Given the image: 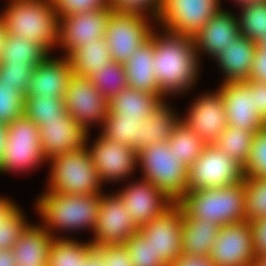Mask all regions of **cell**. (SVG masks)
Segmentation results:
<instances>
[{"instance_id":"db71d44e","label":"cell","mask_w":266,"mask_h":266,"mask_svg":"<svg viewBox=\"0 0 266 266\" xmlns=\"http://www.w3.org/2000/svg\"><path fill=\"white\" fill-rule=\"evenodd\" d=\"M9 200L10 199L0 197V219L4 217L16 205Z\"/></svg>"},{"instance_id":"9f6ffc18","label":"cell","mask_w":266,"mask_h":266,"mask_svg":"<svg viewBox=\"0 0 266 266\" xmlns=\"http://www.w3.org/2000/svg\"><path fill=\"white\" fill-rule=\"evenodd\" d=\"M6 36H7V31L5 28V23H4L2 16L0 14V54H1V48L4 45V41H5Z\"/></svg>"},{"instance_id":"b9f144b4","label":"cell","mask_w":266,"mask_h":266,"mask_svg":"<svg viewBox=\"0 0 266 266\" xmlns=\"http://www.w3.org/2000/svg\"><path fill=\"white\" fill-rule=\"evenodd\" d=\"M244 176L266 178V128L254 133L249 157L243 165Z\"/></svg>"},{"instance_id":"680465c9","label":"cell","mask_w":266,"mask_h":266,"mask_svg":"<svg viewBox=\"0 0 266 266\" xmlns=\"http://www.w3.org/2000/svg\"><path fill=\"white\" fill-rule=\"evenodd\" d=\"M238 4H241V7L254 4V3H260V2H266V0H235Z\"/></svg>"},{"instance_id":"ab89813d","label":"cell","mask_w":266,"mask_h":266,"mask_svg":"<svg viewBox=\"0 0 266 266\" xmlns=\"http://www.w3.org/2000/svg\"><path fill=\"white\" fill-rule=\"evenodd\" d=\"M25 95L0 81V123L11 124L24 115Z\"/></svg>"},{"instance_id":"f5cc1de1","label":"cell","mask_w":266,"mask_h":266,"mask_svg":"<svg viewBox=\"0 0 266 266\" xmlns=\"http://www.w3.org/2000/svg\"><path fill=\"white\" fill-rule=\"evenodd\" d=\"M0 266H17L12 249H0Z\"/></svg>"},{"instance_id":"d6986e66","label":"cell","mask_w":266,"mask_h":266,"mask_svg":"<svg viewBox=\"0 0 266 266\" xmlns=\"http://www.w3.org/2000/svg\"><path fill=\"white\" fill-rule=\"evenodd\" d=\"M222 95L228 126L244 130H262L266 122L253 109V89L245 82L222 83Z\"/></svg>"},{"instance_id":"cb8c5ba5","label":"cell","mask_w":266,"mask_h":266,"mask_svg":"<svg viewBox=\"0 0 266 266\" xmlns=\"http://www.w3.org/2000/svg\"><path fill=\"white\" fill-rule=\"evenodd\" d=\"M154 38L137 48L132 56L123 63L126 74L127 87L138 91L150 92L164 99L160 91L153 67Z\"/></svg>"},{"instance_id":"bcb514c9","label":"cell","mask_w":266,"mask_h":266,"mask_svg":"<svg viewBox=\"0 0 266 266\" xmlns=\"http://www.w3.org/2000/svg\"><path fill=\"white\" fill-rule=\"evenodd\" d=\"M102 254L105 266H133L124 244L95 246Z\"/></svg>"},{"instance_id":"816d5d0a","label":"cell","mask_w":266,"mask_h":266,"mask_svg":"<svg viewBox=\"0 0 266 266\" xmlns=\"http://www.w3.org/2000/svg\"><path fill=\"white\" fill-rule=\"evenodd\" d=\"M79 266H105L103 254L94 246L82 259Z\"/></svg>"},{"instance_id":"7a4b0ae2","label":"cell","mask_w":266,"mask_h":266,"mask_svg":"<svg viewBox=\"0 0 266 266\" xmlns=\"http://www.w3.org/2000/svg\"><path fill=\"white\" fill-rule=\"evenodd\" d=\"M9 4L1 13L7 34L32 40L48 52L59 45L60 18L52 0H10Z\"/></svg>"},{"instance_id":"681fc988","label":"cell","mask_w":266,"mask_h":266,"mask_svg":"<svg viewBox=\"0 0 266 266\" xmlns=\"http://www.w3.org/2000/svg\"><path fill=\"white\" fill-rule=\"evenodd\" d=\"M266 82V48L257 46L248 81Z\"/></svg>"},{"instance_id":"9c48e42d","label":"cell","mask_w":266,"mask_h":266,"mask_svg":"<svg viewBox=\"0 0 266 266\" xmlns=\"http://www.w3.org/2000/svg\"><path fill=\"white\" fill-rule=\"evenodd\" d=\"M219 4V0H163L156 19L163 30L194 38L221 10Z\"/></svg>"},{"instance_id":"277c9868","label":"cell","mask_w":266,"mask_h":266,"mask_svg":"<svg viewBox=\"0 0 266 266\" xmlns=\"http://www.w3.org/2000/svg\"><path fill=\"white\" fill-rule=\"evenodd\" d=\"M37 200L36 210L44 220V228L50 235L57 229L79 230L95 228L100 207L101 194L68 195L44 193ZM53 228L55 230H53ZM52 230V231H51Z\"/></svg>"},{"instance_id":"ee69618b","label":"cell","mask_w":266,"mask_h":266,"mask_svg":"<svg viewBox=\"0 0 266 266\" xmlns=\"http://www.w3.org/2000/svg\"><path fill=\"white\" fill-rule=\"evenodd\" d=\"M52 3L59 18L97 9H111L109 0H52Z\"/></svg>"},{"instance_id":"836d02e7","label":"cell","mask_w":266,"mask_h":266,"mask_svg":"<svg viewBox=\"0 0 266 266\" xmlns=\"http://www.w3.org/2000/svg\"><path fill=\"white\" fill-rule=\"evenodd\" d=\"M24 115L39 125L41 121H62L69 114L64 98L31 96L25 97Z\"/></svg>"},{"instance_id":"e0dca14e","label":"cell","mask_w":266,"mask_h":266,"mask_svg":"<svg viewBox=\"0 0 266 266\" xmlns=\"http://www.w3.org/2000/svg\"><path fill=\"white\" fill-rule=\"evenodd\" d=\"M139 182L129 184L117 194L133 222L140 228L163 214L175 202L147 179Z\"/></svg>"},{"instance_id":"ba28073f","label":"cell","mask_w":266,"mask_h":266,"mask_svg":"<svg viewBox=\"0 0 266 266\" xmlns=\"http://www.w3.org/2000/svg\"><path fill=\"white\" fill-rule=\"evenodd\" d=\"M243 166L219 150L206 144L199 158L188 168V190L226 187L244 179Z\"/></svg>"},{"instance_id":"6da1fadb","label":"cell","mask_w":266,"mask_h":266,"mask_svg":"<svg viewBox=\"0 0 266 266\" xmlns=\"http://www.w3.org/2000/svg\"><path fill=\"white\" fill-rule=\"evenodd\" d=\"M151 36L154 38V74L160 91L168 95L189 90L196 83L200 59L194 38L166 30L164 36H157L153 31Z\"/></svg>"},{"instance_id":"2e32d148","label":"cell","mask_w":266,"mask_h":266,"mask_svg":"<svg viewBox=\"0 0 266 266\" xmlns=\"http://www.w3.org/2000/svg\"><path fill=\"white\" fill-rule=\"evenodd\" d=\"M112 9H97L60 17L59 44L66 55L84 44L105 37Z\"/></svg>"},{"instance_id":"1f68e13d","label":"cell","mask_w":266,"mask_h":266,"mask_svg":"<svg viewBox=\"0 0 266 266\" xmlns=\"http://www.w3.org/2000/svg\"><path fill=\"white\" fill-rule=\"evenodd\" d=\"M256 131L259 130H244L227 125L214 145L243 166L249 157Z\"/></svg>"},{"instance_id":"f907efd6","label":"cell","mask_w":266,"mask_h":266,"mask_svg":"<svg viewBox=\"0 0 266 266\" xmlns=\"http://www.w3.org/2000/svg\"><path fill=\"white\" fill-rule=\"evenodd\" d=\"M169 266H216L209 256H193L181 253Z\"/></svg>"},{"instance_id":"603a6c76","label":"cell","mask_w":266,"mask_h":266,"mask_svg":"<svg viewBox=\"0 0 266 266\" xmlns=\"http://www.w3.org/2000/svg\"><path fill=\"white\" fill-rule=\"evenodd\" d=\"M55 238L43 225L28 224L12 248L17 266H47Z\"/></svg>"},{"instance_id":"f546056e","label":"cell","mask_w":266,"mask_h":266,"mask_svg":"<svg viewBox=\"0 0 266 266\" xmlns=\"http://www.w3.org/2000/svg\"><path fill=\"white\" fill-rule=\"evenodd\" d=\"M164 102L141 123V149L153 143L168 141L181 122Z\"/></svg>"},{"instance_id":"52a82bcc","label":"cell","mask_w":266,"mask_h":266,"mask_svg":"<svg viewBox=\"0 0 266 266\" xmlns=\"http://www.w3.org/2000/svg\"><path fill=\"white\" fill-rule=\"evenodd\" d=\"M7 135L0 172L35 168L46 158L38 125L25 115L6 125Z\"/></svg>"},{"instance_id":"44dd1931","label":"cell","mask_w":266,"mask_h":266,"mask_svg":"<svg viewBox=\"0 0 266 266\" xmlns=\"http://www.w3.org/2000/svg\"><path fill=\"white\" fill-rule=\"evenodd\" d=\"M63 58L53 59L48 56L33 68L25 97L56 96L57 98H64L73 73L68 58L66 56Z\"/></svg>"},{"instance_id":"83f0119b","label":"cell","mask_w":266,"mask_h":266,"mask_svg":"<svg viewBox=\"0 0 266 266\" xmlns=\"http://www.w3.org/2000/svg\"><path fill=\"white\" fill-rule=\"evenodd\" d=\"M71 72L79 77H89L94 71L112 60L110 49L105 37L97 38L94 42L84 44L66 55Z\"/></svg>"},{"instance_id":"74e56055","label":"cell","mask_w":266,"mask_h":266,"mask_svg":"<svg viewBox=\"0 0 266 266\" xmlns=\"http://www.w3.org/2000/svg\"><path fill=\"white\" fill-rule=\"evenodd\" d=\"M245 187V221L266 217V178L247 177Z\"/></svg>"},{"instance_id":"f6af8a7d","label":"cell","mask_w":266,"mask_h":266,"mask_svg":"<svg viewBox=\"0 0 266 266\" xmlns=\"http://www.w3.org/2000/svg\"><path fill=\"white\" fill-rule=\"evenodd\" d=\"M163 0H109L113 11L145 14L149 8L150 14L156 19ZM153 12V13H151Z\"/></svg>"},{"instance_id":"4dcf8cb0","label":"cell","mask_w":266,"mask_h":266,"mask_svg":"<svg viewBox=\"0 0 266 266\" xmlns=\"http://www.w3.org/2000/svg\"><path fill=\"white\" fill-rule=\"evenodd\" d=\"M140 118L114 117L108 112L102 123V136L131 146L136 152L141 149Z\"/></svg>"},{"instance_id":"f1b7e54d","label":"cell","mask_w":266,"mask_h":266,"mask_svg":"<svg viewBox=\"0 0 266 266\" xmlns=\"http://www.w3.org/2000/svg\"><path fill=\"white\" fill-rule=\"evenodd\" d=\"M48 53L42 45L32 40L7 34L1 48L0 65L35 67L49 56Z\"/></svg>"},{"instance_id":"9a60e30c","label":"cell","mask_w":266,"mask_h":266,"mask_svg":"<svg viewBox=\"0 0 266 266\" xmlns=\"http://www.w3.org/2000/svg\"><path fill=\"white\" fill-rule=\"evenodd\" d=\"M101 183L127 178L138 163L137 152L126 144L100 135L88 150ZM135 167V168H134ZM118 179V180H117Z\"/></svg>"},{"instance_id":"8fae6325","label":"cell","mask_w":266,"mask_h":266,"mask_svg":"<svg viewBox=\"0 0 266 266\" xmlns=\"http://www.w3.org/2000/svg\"><path fill=\"white\" fill-rule=\"evenodd\" d=\"M108 102L87 77L72 75L64 96L65 109L87 132L91 123L104 122L109 112Z\"/></svg>"},{"instance_id":"5bb4252c","label":"cell","mask_w":266,"mask_h":266,"mask_svg":"<svg viewBox=\"0 0 266 266\" xmlns=\"http://www.w3.org/2000/svg\"><path fill=\"white\" fill-rule=\"evenodd\" d=\"M182 220V208L174 203L163 214L139 228L166 266L182 253Z\"/></svg>"},{"instance_id":"3957f363","label":"cell","mask_w":266,"mask_h":266,"mask_svg":"<svg viewBox=\"0 0 266 266\" xmlns=\"http://www.w3.org/2000/svg\"><path fill=\"white\" fill-rule=\"evenodd\" d=\"M177 203L194 220H211L220 227L245 222L243 180L226 187L188 190Z\"/></svg>"},{"instance_id":"f35d334b","label":"cell","mask_w":266,"mask_h":266,"mask_svg":"<svg viewBox=\"0 0 266 266\" xmlns=\"http://www.w3.org/2000/svg\"><path fill=\"white\" fill-rule=\"evenodd\" d=\"M133 266H166L158 257L148 238L138 230L125 243Z\"/></svg>"},{"instance_id":"7dc6e473","label":"cell","mask_w":266,"mask_h":266,"mask_svg":"<svg viewBox=\"0 0 266 266\" xmlns=\"http://www.w3.org/2000/svg\"><path fill=\"white\" fill-rule=\"evenodd\" d=\"M256 255L266 254V217L250 222Z\"/></svg>"},{"instance_id":"60d3db41","label":"cell","mask_w":266,"mask_h":266,"mask_svg":"<svg viewBox=\"0 0 266 266\" xmlns=\"http://www.w3.org/2000/svg\"><path fill=\"white\" fill-rule=\"evenodd\" d=\"M20 207L14 206L0 219V249H12L28 222Z\"/></svg>"},{"instance_id":"ac0fdd59","label":"cell","mask_w":266,"mask_h":266,"mask_svg":"<svg viewBox=\"0 0 266 266\" xmlns=\"http://www.w3.org/2000/svg\"><path fill=\"white\" fill-rule=\"evenodd\" d=\"M217 91L198 98L190 107L186 119L181 120L205 144H214L228 125L222 95Z\"/></svg>"},{"instance_id":"11a10c76","label":"cell","mask_w":266,"mask_h":266,"mask_svg":"<svg viewBox=\"0 0 266 266\" xmlns=\"http://www.w3.org/2000/svg\"><path fill=\"white\" fill-rule=\"evenodd\" d=\"M7 128L5 124L0 123V164L3 159L4 148L6 144Z\"/></svg>"},{"instance_id":"91938a15","label":"cell","mask_w":266,"mask_h":266,"mask_svg":"<svg viewBox=\"0 0 266 266\" xmlns=\"http://www.w3.org/2000/svg\"><path fill=\"white\" fill-rule=\"evenodd\" d=\"M259 48H266V34L264 37L257 43Z\"/></svg>"},{"instance_id":"8d00e7d4","label":"cell","mask_w":266,"mask_h":266,"mask_svg":"<svg viewBox=\"0 0 266 266\" xmlns=\"http://www.w3.org/2000/svg\"><path fill=\"white\" fill-rule=\"evenodd\" d=\"M237 23L241 36L258 43L266 34V2L243 6Z\"/></svg>"},{"instance_id":"8992f818","label":"cell","mask_w":266,"mask_h":266,"mask_svg":"<svg viewBox=\"0 0 266 266\" xmlns=\"http://www.w3.org/2000/svg\"><path fill=\"white\" fill-rule=\"evenodd\" d=\"M144 179L177 203L188 191V167L170 149L168 141L153 143L137 151Z\"/></svg>"},{"instance_id":"5b68a950","label":"cell","mask_w":266,"mask_h":266,"mask_svg":"<svg viewBox=\"0 0 266 266\" xmlns=\"http://www.w3.org/2000/svg\"><path fill=\"white\" fill-rule=\"evenodd\" d=\"M49 190L68 195L101 194V181L88 147L51 157ZM100 189V190H99Z\"/></svg>"},{"instance_id":"484cf974","label":"cell","mask_w":266,"mask_h":266,"mask_svg":"<svg viewBox=\"0 0 266 266\" xmlns=\"http://www.w3.org/2000/svg\"><path fill=\"white\" fill-rule=\"evenodd\" d=\"M164 102L161 96L133 88L123 89L109 99V113L114 117L147 119Z\"/></svg>"},{"instance_id":"7c38bea8","label":"cell","mask_w":266,"mask_h":266,"mask_svg":"<svg viewBox=\"0 0 266 266\" xmlns=\"http://www.w3.org/2000/svg\"><path fill=\"white\" fill-rule=\"evenodd\" d=\"M139 227L133 222L118 195L101 194L97 222L94 228V246L124 244Z\"/></svg>"},{"instance_id":"e575fe53","label":"cell","mask_w":266,"mask_h":266,"mask_svg":"<svg viewBox=\"0 0 266 266\" xmlns=\"http://www.w3.org/2000/svg\"><path fill=\"white\" fill-rule=\"evenodd\" d=\"M87 78L108 100L127 88L124 65L113 60Z\"/></svg>"},{"instance_id":"4fadbf2b","label":"cell","mask_w":266,"mask_h":266,"mask_svg":"<svg viewBox=\"0 0 266 266\" xmlns=\"http://www.w3.org/2000/svg\"><path fill=\"white\" fill-rule=\"evenodd\" d=\"M256 256L247 221L220 227L209 255L216 266H254Z\"/></svg>"},{"instance_id":"d590c367","label":"cell","mask_w":266,"mask_h":266,"mask_svg":"<svg viewBox=\"0 0 266 266\" xmlns=\"http://www.w3.org/2000/svg\"><path fill=\"white\" fill-rule=\"evenodd\" d=\"M94 245L91 242L81 243L66 237L55 238L48 258L47 266H79L82 259Z\"/></svg>"},{"instance_id":"7402d4cb","label":"cell","mask_w":266,"mask_h":266,"mask_svg":"<svg viewBox=\"0 0 266 266\" xmlns=\"http://www.w3.org/2000/svg\"><path fill=\"white\" fill-rule=\"evenodd\" d=\"M230 12L221 9L194 37L197 54L200 50L215 58L232 45L240 36V30L235 18Z\"/></svg>"},{"instance_id":"30bf717a","label":"cell","mask_w":266,"mask_h":266,"mask_svg":"<svg viewBox=\"0 0 266 266\" xmlns=\"http://www.w3.org/2000/svg\"><path fill=\"white\" fill-rule=\"evenodd\" d=\"M146 18L140 13H110L105 39L113 61L126 62L137 48L149 40L152 29Z\"/></svg>"},{"instance_id":"4316f807","label":"cell","mask_w":266,"mask_h":266,"mask_svg":"<svg viewBox=\"0 0 266 266\" xmlns=\"http://www.w3.org/2000/svg\"><path fill=\"white\" fill-rule=\"evenodd\" d=\"M219 229L220 226L211 220H194L183 213L182 253L193 256H209Z\"/></svg>"},{"instance_id":"6f0895ef","label":"cell","mask_w":266,"mask_h":266,"mask_svg":"<svg viewBox=\"0 0 266 266\" xmlns=\"http://www.w3.org/2000/svg\"><path fill=\"white\" fill-rule=\"evenodd\" d=\"M254 266H266V254H259L256 256Z\"/></svg>"},{"instance_id":"7bdbcfd3","label":"cell","mask_w":266,"mask_h":266,"mask_svg":"<svg viewBox=\"0 0 266 266\" xmlns=\"http://www.w3.org/2000/svg\"><path fill=\"white\" fill-rule=\"evenodd\" d=\"M33 68L23 65H0L1 84L12 85L16 91L26 95Z\"/></svg>"},{"instance_id":"d4e9b609","label":"cell","mask_w":266,"mask_h":266,"mask_svg":"<svg viewBox=\"0 0 266 266\" xmlns=\"http://www.w3.org/2000/svg\"><path fill=\"white\" fill-rule=\"evenodd\" d=\"M256 49L255 41L240 35L214 58L225 73L224 83L248 81Z\"/></svg>"},{"instance_id":"c3c4849f","label":"cell","mask_w":266,"mask_h":266,"mask_svg":"<svg viewBox=\"0 0 266 266\" xmlns=\"http://www.w3.org/2000/svg\"><path fill=\"white\" fill-rule=\"evenodd\" d=\"M253 89V109L266 122V82L262 81H245Z\"/></svg>"},{"instance_id":"d6a6232c","label":"cell","mask_w":266,"mask_h":266,"mask_svg":"<svg viewBox=\"0 0 266 266\" xmlns=\"http://www.w3.org/2000/svg\"><path fill=\"white\" fill-rule=\"evenodd\" d=\"M170 149L188 168L199 158L206 145L197 133L182 122L173 130L168 140Z\"/></svg>"},{"instance_id":"ffe728a7","label":"cell","mask_w":266,"mask_h":266,"mask_svg":"<svg viewBox=\"0 0 266 266\" xmlns=\"http://www.w3.org/2000/svg\"><path fill=\"white\" fill-rule=\"evenodd\" d=\"M38 127L41 149L47 162L55 155L82 149L87 145L89 132L70 115L62 121H41Z\"/></svg>"}]
</instances>
